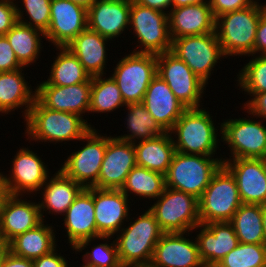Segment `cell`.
I'll use <instances>...</instances> for the list:
<instances>
[{
	"mask_svg": "<svg viewBox=\"0 0 266 267\" xmlns=\"http://www.w3.org/2000/svg\"><path fill=\"white\" fill-rule=\"evenodd\" d=\"M131 1L97 0L87 10L88 29L110 40L118 37L128 30Z\"/></svg>",
	"mask_w": 266,
	"mask_h": 267,
	"instance_id": "cell-24",
	"label": "cell"
},
{
	"mask_svg": "<svg viewBox=\"0 0 266 267\" xmlns=\"http://www.w3.org/2000/svg\"><path fill=\"white\" fill-rule=\"evenodd\" d=\"M157 75V55L133 52L115 66L112 78L125 104L143 102L152 79Z\"/></svg>",
	"mask_w": 266,
	"mask_h": 267,
	"instance_id": "cell-8",
	"label": "cell"
},
{
	"mask_svg": "<svg viewBox=\"0 0 266 267\" xmlns=\"http://www.w3.org/2000/svg\"><path fill=\"white\" fill-rule=\"evenodd\" d=\"M136 151V165L148 170L166 174L176 152L169 132L155 138L133 143Z\"/></svg>",
	"mask_w": 266,
	"mask_h": 267,
	"instance_id": "cell-30",
	"label": "cell"
},
{
	"mask_svg": "<svg viewBox=\"0 0 266 267\" xmlns=\"http://www.w3.org/2000/svg\"><path fill=\"white\" fill-rule=\"evenodd\" d=\"M129 26L133 28L140 44L136 48L141 47L133 52L158 55L171 50L168 13L142 6L132 0Z\"/></svg>",
	"mask_w": 266,
	"mask_h": 267,
	"instance_id": "cell-9",
	"label": "cell"
},
{
	"mask_svg": "<svg viewBox=\"0 0 266 267\" xmlns=\"http://www.w3.org/2000/svg\"><path fill=\"white\" fill-rule=\"evenodd\" d=\"M42 222L38 203L22 200L19 195L6 194L3 197L0 205V227L7 243Z\"/></svg>",
	"mask_w": 266,
	"mask_h": 267,
	"instance_id": "cell-22",
	"label": "cell"
},
{
	"mask_svg": "<svg viewBox=\"0 0 266 267\" xmlns=\"http://www.w3.org/2000/svg\"><path fill=\"white\" fill-rule=\"evenodd\" d=\"M215 267H266V245L239 243Z\"/></svg>",
	"mask_w": 266,
	"mask_h": 267,
	"instance_id": "cell-38",
	"label": "cell"
},
{
	"mask_svg": "<svg viewBox=\"0 0 266 267\" xmlns=\"http://www.w3.org/2000/svg\"><path fill=\"white\" fill-rule=\"evenodd\" d=\"M100 243L83 256L84 264L92 267H123L118 256L117 244Z\"/></svg>",
	"mask_w": 266,
	"mask_h": 267,
	"instance_id": "cell-41",
	"label": "cell"
},
{
	"mask_svg": "<svg viewBox=\"0 0 266 267\" xmlns=\"http://www.w3.org/2000/svg\"><path fill=\"white\" fill-rule=\"evenodd\" d=\"M36 154L26 147L17 151L12 161L11 174L9 176L1 174L6 194L23 197L25 195L23 193L34 194L33 192L41 190L50 176L47 166Z\"/></svg>",
	"mask_w": 266,
	"mask_h": 267,
	"instance_id": "cell-15",
	"label": "cell"
},
{
	"mask_svg": "<svg viewBox=\"0 0 266 267\" xmlns=\"http://www.w3.org/2000/svg\"><path fill=\"white\" fill-rule=\"evenodd\" d=\"M44 222L13 238L8 243V251L15 256L34 260L54 250L57 246L54 227Z\"/></svg>",
	"mask_w": 266,
	"mask_h": 267,
	"instance_id": "cell-31",
	"label": "cell"
},
{
	"mask_svg": "<svg viewBox=\"0 0 266 267\" xmlns=\"http://www.w3.org/2000/svg\"><path fill=\"white\" fill-rule=\"evenodd\" d=\"M92 77L84 83L58 86L41 82L36 87V99L46 108L84 116L89 112Z\"/></svg>",
	"mask_w": 266,
	"mask_h": 267,
	"instance_id": "cell-19",
	"label": "cell"
},
{
	"mask_svg": "<svg viewBox=\"0 0 266 267\" xmlns=\"http://www.w3.org/2000/svg\"><path fill=\"white\" fill-rule=\"evenodd\" d=\"M149 208L164 233H187L201 224L198 199L166 187Z\"/></svg>",
	"mask_w": 266,
	"mask_h": 267,
	"instance_id": "cell-7",
	"label": "cell"
},
{
	"mask_svg": "<svg viewBox=\"0 0 266 267\" xmlns=\"http://www.w3.org/2000/svg\"><path fill=\"white\" fill-rule=\"evenodd\" d=\"M5 195H6L5 188L2 184V182L0 181V205H1L2 199Z\"/></svg>",
	"mask_w": 266,
	"mask_h": 267,
	"instance_id": "cell-53",
	"label": "cell"
},
{
	"mask_svg": "<svg viewBox=\"0 0 266 267\" xmlns=\"http://www.w3.org/2000/svg\"><path fill=\"white\" fill-rule=\"evenodd\" d=\"M209 3L208 0H172V8H177L187 5Z\"/></svg>",
	"mask_w": 266,
	"mask_h": 267,
	"instance_id": "cell-49",
	"label": "cell"
},
{
	"mask_svg": "<svg viewBox=\"0 0 266 267\" xmlns=\"http://www.w3.org/2000/svg\"><path fill=\"white\" fill-rule=\"evenodd\" d=\"M24 121L28 139L39 142L80 141L93 128L80 115L48 109L37 99Z\"/></svg>",
	"mask_w": 266,
	"mask_h": 267,
	"instance_id": "cell-1",
	"label": "cell"
},
{
	"mask_svg": "<svg viewBox=\"0 0 266 267\" xmlns=\"http://www.w3.org/2000/svg\"><path fill=\"white\" fill-rule=\"evenodd\" d=\"M262 222L264 229V244L266 245V204L262 205Z\"/></svg>",
	"mask_w": 266,
	"mask_h": 267,
	"instance_id": "cell-51",
	"label": "cell"
},
{
	"mask_svg": "<svg viewBox=\"0 0 266 267\" xmlns=\"http://www.w3.org/2000/svg\"><path fill=\"white\" fill-rule=\"evenodd\" d=\"M165 188V175L136 165L127 175L121 191L127 197H129L128 193L130 192V194L134 193L135 196L156 200Z\"/></svg>",
	"mask_w": 266,
	"mask_h": 267,
	"instance_id": "cell-36",
	"label": "cell"
},
{
	"mask_svg": "<svg viewBox=\"0 0 266 267\" xmlns=\"http://www.w3.org/2000/svg\"><path fill=\"white\" fill-rule=\"evenodd\" d=\"M263 121H254L246 118L228 119L220 125L222 142L231 149L229 159L266 158V126Z\"/></svg>",
	"mask_w": 266,
	"mask_h": 267,
	"instance_id": "cell-13",
	"label": "cell"
},
{
	"mask_svg": "<svg viewBox=\"0 0 266 267\" xmlns=\"http://www.w3.org/2000/svg\"><path fill=\"white\" fill-rule=\"evenodd\" d=\"M0 267H34V265L33 260L15 256L7 250L2 256Z\"/></svg>",
	"mask_w": 266,
	"mask_h": 267,
	"instance_id": "cell-47",
	"label": "cell"
},
{
	"mask_svg": "<svg viewBox=\"0 0 266 267\" xmlns=\"http://www.w3.org/2000/svg\"><path fill=\"white\" fill-rule=\"evenodd\" d=\"M265 11L266 4L259 5L255 1L249 7L216 18L215 32L225 58L233 55H254L257 26Z\"/></svg>",
	"mask_w": 266,
	"mask_h": 267,
	"instance_id": "cell-2",
	"label": "cell"
},
{
	"mask_svg": "<svg viewBox=\"0 0 266 267\" xmlns=\"http://www.w3.org/2000/svg\"><path fill=\"white\" fill-rule=\"evenodd\" d=\"M186 233H164L155 246L153 267H203L198 245Z\"/></svg>",
	"mask_w": 266,
	"mask_h": 267,
	"instance_id": "cell-21",
	"label": "cell"
},
{
	"mask_svg": "<svg viewBox=\"0 0 266 267\" xmlns=\"http://www.w3.org/2000/svg\"><path fill=\"white\" fill-rule=\"evenodd\" d=\"M7 250H8V243L5 241L0 227V252H5Z\"/></svg>",
	"mask_w": 266,
	"mask_h": 267,
	"instance_id": "cell-52",
	"label": "cell"
},
{
	"mask_svg": "<svg viewBox=\"0 0 266 267\" xmlns=\"http://www.w3.org/2000/svg\"><path fill=\"white\" fill-rule=\"evenodd\" d=\"M120 231L115 241L122 266L150 264L155 246L164 234L153 213L148 209Z\"/></svg>",
	"mask_w": 266,
	"mask_h": 267,
	"instance_id": "cell-4",
	"label": "cell"
},
{
	"mask_svg": "<svg viewBox=\"0 0 266 267\" xmlns=\"http://www.w3.org/2000/svg\"><path fill=\"white\" fill-rule=\"evenodd\" d=\"M223 165L235 177L242 204H266L264 159L223 158Z\"/></svg>",
	"mask_w": 266,
	"mask_h": 267,
	"instance_id": "cell-18",
	"label": "cell"
},
{
	"mask_svg": "<svg viewBox=\"0 0 266 267\" xmlns=\"http://www.w3.org/2000/svg\"><path fill=\"white\" fill-rule=\"evenodd\" d=\"M126 124L131 132L128 135L124 134L115 137L118 140L135 143L138 141L155 138L157 135H162L165 131L158 125L151 114L146 110L144 104L130 103L127 104Z\"/></svg>",
	"mask_w": 266,
	"mask_h": 267,
	"instance_id": "cell-35",
	"label": "cell"
},
{
	"mask_svg": "<svg viewBox=\"0 0 266 267\" xmlns=\"http://www.w3.org/2000/svg\"><path fill=\"white\" fill-rule=\"evenodd\" d=\"M17 21L14 0H0V35H5Z\"/></svg>",
	"mask_w": 266,
	"mask_h": 267,
	"instance_id": "cell-44",
	"label": "cell"
},
{
	"mask_svg": "<svg viewBox=\"0 0 266 267\" xmlns=\"http://www.w3.org/2000/svg\"><path fill=\"white\" fill-rule=\"evenodd\" d=\"M56 248L50 253L33 260L34 267H68V261L59 255Z\"/></svg>",
	"mask_w": 266,
	"mask_h": 267,
	"instance_id": "cell-45",
	"label": "cell"
},
{
	"mask_svg": "<svg viewBox=\"0 0 266 267\" xmlns=\"http://www.w3.org/2000/svg\"><path fill=\"white\" fill-rule=\"evenodd\" d=\"M170 51L184 61L206 85L218 60L225 57L216 32L172 39Z\"/></svg>",
	"mask_w": 266,
	"mask_h": 267,
	"instance_id": "cell-11",
	"label": "cell"
},
{
	"mask_svg": "<svg viewBox=\"0 0 266 267\" xmlns=\"http://www.w3.org/2000/svg\"><path fill=\"white\" fill-rule=\"evenodd\" d=\"M22 2L25 11L21 10L16 3L17 20L45 34L50 24L51 0H22ZM23 14L29 16V21L24 18Z\"/></svg>",
	"mask_w": 266,
	"mask_h": 267,
	"instance_id": "cell-40",
	"label": "cell"
},
{
	"mask_svg": "<svg viewBox=\"0 0 266 267\" xmlns=\"http://www.w3.org/2000/svg\"><path fill=\"white\" fill-rule=\"evenodd\" d=\"M237 76V83L242 91L247 93L266 92V55H254Z\"/></svg>",
	"mask_w": 266,
	"mask_h": 267,
	"instance_id": "cell-39",
	"label": "cell"
},
{
	"mask_svg": "<svg viewBox=\"0 0 266 267\" xmlns=\"http://www.w3.org/2000/svg\"><path fill=\"white\" fill-rule=\"evenodd\" d=\"M120 106L126 104L114 79L110 76L105 79L102 75L92 77L89 112L106 113Z\"/></svg>",
	"mask_w": 266,
	"mask_h": 267,
	"instance_id": "cell-37",
	"label": "cell"
},
{
	"mask_svg": "<svg viewBox=\"0 0 266 267\" xmlns=\"http://www.w3.org/2000/svg\"><path fill=\"white\" fill-rule=\"evenodd\" d=\"M88 28L87 10L70 0H51L50 24L44 38L57 47H66Z\"/></svg>",
	"mask_w": 266,
	"mask_h": 267,
	"instance_id": "cell-16",
	"label": "cell"
},
{
	"mask_svg": "<svg viewBox=\"0 0 266 267\" xmlns=\"http://www.w3.org/2000/svg\"><path fill=\"white\" fill-rule=\"evenodd\" d=\"M53 176L51 179L48 177L41 187L44 190L43 194H41L43 199L41 203L38 202V205L43 221V212L47 210L50 214L64 215L74 200L85 189L82 185L66 176L60 169Z\"/></svg>",
	"mask_w": 266,
	"mask_h": 267,
	"instance_id": "cell-27",
	"label": "cell"
},
{
	"mask_svg": "<svg viewBox=\"0 0 266 267\" xmlns=\"http://www.w3.org/2000/svg\"><path fill=\"white\" fill-rule=\"evenodd\" d=\"M142 103L165 132H169L173 128L187 109L159 75L152 79Z\"/></svg>",
	"mask_w": 266,
	"mask_h": 267,
	"instance_id": "cell-25",
	"label": "cell"
},
{
	"mask_svg": "<svg viewBox=\"0 0 266 267\" xmlns=\"http://www.w3.org/2000/svg\"><path fill=\"white\" fill-rule=\"evenodd\" d=\"M191 155L175 152L165 174L166 187L199 199L213 175L223 165L222 157Z\"/></svg>",
	"mask_w": 266,
	"mask_h": 267,
	"instance_id": "cell-5",
	"label": "cell"
},
{
	"mask_svg": "<svg viewBox=\"0 0 266 267\" xmlns=\"http://www.w3.org/2000/svg\"><path fill=\"white\" fill-rule=\"evenodd\" d=\"M70 1L88 10L97 0H70Z\"/></svg>",
	"mask_w": 266,
	"mask_h": 267,
	"instance_id": "cell-50",
	"label": "cell"
},
{
	"mask_svg": "<svg viewBox=\"0 0 266 267\" xmlns=\"http://www.w3.org/2000/svg\"><path fill=\"white\" fill-rule=\"evenodd\" d=\"M168 12L171 39L215 32L216 19L209 3L181 6Z\"/></svg>",
	"mask_w": 266,
	"mask_h": 267,
	"instance_id": "cell-26",
	"label": "cell"
},
{
	"mask_svg": "<svg viewBox=\"0 0 266 267\" xmlns=\"http://www.w3.org/2000/svg\"><path fill=\"white\" fill-rule=\"evenodd\" d=\"M94 212L93 187H90L79 194L63 215L68 243L76 252H82L93 240L105 241L112 238V236L97 237Z\"/></svg>",
	"mask_w": 266,
	"mask_h": 267,
	"instance_id": "cell-14",
	"label": "cell"
},
{
	"mask_svg": "<svg viewBox=\"0 0 266 267\" xmlns=\"http://www.w3.org/2000/svg\"><path fill=\"white\" fill-rule=\"evenodd\" d=\"M196 242L204 266H216L232 249L239 245V239L229 221L199 224Z\"/></svg>",
	"mask_w": 266,
	"mask_h": 267,
	"instance_id": "cell-23",
	"label": "cell"
},
{
	"mask_svg": "<svg viewBox=\"0 0 266 267\" xmlns=\"http://www.w3.org/2000/svg\"><path fill=\"white\" fill-rule=\"evenodd\" d=\"M108 40L110 41V39L87 28L66 47L78 58L90 77L105 76L106 42Z\"/></svg>",
	"mask_w": 266,
	"mask_h": 267,
	"instance_id": "cell-28",
	"label": "cell"
},
{
	"mask_svg": "<svg viewBox=\"0 0 266 267\" xmlns=\"http://www.w3.org/2000/svg\"><path fill=\"white\" fill-rule=\"evenodd\" d=\"M135 166L136 151L133 143L108 136L97 188L121 190L127 175Z\"/></svg>",
	"mask_w": 266,
	"mask_h": 267,
	"instance_id": "cell-17",
	"label": "cell"
},
{
	"mask_svg": "<svg viewBox=\"0 0 266 267\" xmlns=\"http://www.w3.org/2000/svg\"><path fill=\"white\" fill-rule=\"evenodd\" d=\"M57 49L60 52L53 61L48 79L45 80L48 84L70 86L87 82L91 78L78 58L67 47H57Z\"/></svg>",
	"mask_w": 266,
	"mask_h": 267,
	"instance_id": "cell-34",
	"label": "cell"
},
{
	"mask_svg": "<svg viewBox=\"0 0 266 267\" xmlns=\"http://www.w3.org/2000/svg\"><path fill=\"white\" fill-rule=\"evenodd\" d=\"M134 267H153L151 264L148 265H140V266H134Z\"/></svg>",
	"mask_w": 266,
	"mask_h": 267,
	"instance_id": "cell-54",
	"label": "cell"
},
{
	"mask_svg": "<svg viewBox=\"0 0 266 267\" xmlns=\"http://www.w3.org/2000/svg\"><path fill=\"white\" fill-rule=\"evenodd\" d=\"M210 112L202 108H188L169 131L175 149L179 153L213 156L219 139Z\"/></svg>",
	"mask_w": 266,
	"mask_h": 267,
	"instance_id": "cell-3",
	"label": "cell"
},
{
	"mask_svg": "<svg viewBox=\"0 0 266 267\" xmlns=\"http://www.w3.org/2000/svg\"><path fill=\"white\" fill-rule=\"evenodd\" d=\"M24 67L17 60L5 35H0V72L16 71Z\"/></svg>",
	"mask_w": 266,
	"mask_h": 267,
	"instance_id": "cell-42",
	"label": "cell"
},
{
	"mask_svg": "<svg viewBox=\"0 0 266 267\" xmlns=\"http://www.w3.org/2000/svg\"><path fill=\"white\" fill-rule=\"evenodd\" d=\"M229 222L240 243L264 244L262 205L242 204Z\"/></svg>",
	"mask_w": 266,
	"mask_h": 267,
	"instance_id": "cell-33",
	"label": "cell"
},
{
	"mask_svg": "<svg viewBox=\"0 0 266 267\" xmlns=\"http://www.w3.org/2000/svg\"><path fill=\"white\" fill-rule=\"evenodd\" d=\"M87 141L80 150L72 152L60 170L84 188H97L101 164L107 147V135L90 129L82 138Z\"/></svg>",
	"mask_w": 266,
	"mask_h": 267,
	"instance_id": "cell-12",
	"label": "cell"
},
{
	"mask_svg": "<svg viewBox=\"0 0 266 267\" xmlns=\"http://www.w3.org/2000/svg\"><path fill=\"white\" fill-rule=\"evenodd\" d=\"M266 55V11L260 16L256 31L254 55Z\"/></svg>",
	"mask_w": 266,
	"mask_h": 267,
	"instance_id": "cell-46",
	"label": "cell"
},
{
	"mask_svg": "<svg viewBox=\"0 0 266 267\" xmlns=\"http://www.w3.org/2000/svg\"><path fill=\"white\" fill-rule=\"evenodd\" d=\"M157 75L187 109L201 107L206 84L174 53L167 51L157 55Z\"/></svg>",
	"mask_w": 266,
	"mask_h": 267,
	"instance_id": "cell-10",
	"label": "cell"
},
{
	"mask_svg": "<svg viewBox=\"0 0 266 267\" xmlns=\"http://www.w3.org/2000/svg\"><path fill=\"white\" fill-rule=\"evenodd\" d=\"M3 254H4V252H0V266H1V261H2Z\"/></svg>",
	"mask_w": 266,
	"mask_h": 267,
	"instance_id": "cell-55",
	"label": "cell"
},
{
	"mask_svg": "<svg viewBox=\"0 0 266 267\" xmlns=\"http://www.w3.org/2000/svg\"><path fill=\"white\" fill-rule=\"evenodd\" d=\"M23 69L11 72H0V113L8 114L17 108L24 109V119L27 118L30 108L36 99V90L26 82ZM28 83V84H27Z\"/></svg>",
	"mask_w": 266,
	"mask_h": 267,
	"instance_id": "cell-29",
	"label": "cell"
},
{
	"mask_svg": "<svg viewBox=\"0 0 266 267\" xmlns=\"http://www.w3.org/2000/svg\"><path fill=\"white\" fill-rule=\"evenodd\" d=\"M5 36L23 67H29V64L38 60L43 48L41 47V37L45 36L42 31L17 21Z\"/></svg>",
	"mask_w": 266,
	"mask_h": 267,
	"instance_id": "cell-32",
	"label": "cell"
},
{
	"mask_svg": "<svg viewBox=\"0 0 266 267\" xmlns=\"http://www.w3.org/2000/svg\"><path fill=\"white\" fill-rule=\"evenodd\" d=\"M134 1L142 6H146L164 13L168 12L165 10L170 9L169 11H171L172 9V0H134Z\"/></svg>",
	"mask_w": 266,
	"mask_h": 267,
	"instance_id": "cell-48",
	"label": "cell"
},
{
	"mask_svg": "<svg viewBox=\"0 0 266 267\" xmlns=\"http://www.w3.org/2000/svg\"><path fill=\"white\" fill-rule=\"evenodd\" d=\"M201 224L230 221L242 205L237 182L222 165L198 199Z\"/></svg>",
	"mask_w": 266,
	"mask_h": 267,
	"instance_id": "cell-6",
	"label": "cell"
},
{
	"mask_svg": "<svg viewBox=\"0 0 266 267\" xmlns=\"http://www.w3.org/2000/svg\"><path fill=\"white\" fill-rule=\"evenodd\" d=\"M257 0H209L215 19L228 12L244 9L251 6Z\"/></svg>",
	"mask_w": 266,
	"mask_h": 267,
	"instance_id": "cell-43",
	"label": "cell"
},
{
	"mask_svg": "<svg viewBox=\"0 0 266 267\" xmlns=\"http://www.w3.org/2000/svg\"><path fill=\"white\" fill-rule=\"evenodd\" d=\"M69 267V266H68ZM82 267H92V266H88L86 264H83Z\"/></svg>",
	"mask_w": 266,
	"mask_h": 267,
	"instance_id": "cell-56",
	"label": "cell"
},
{
	"mask_svg": "<svg viewBox=\"0 0 266 267\" xmlns=\"http://www.w3.org/2000/svg\"><path fill=\"white\" fill-rule=\"evenodd\" d=\"M97 237L114 236L129 220V199L121 190L93 187Z\"/></svg>",
	"mask_w": 266,
	"mask_h": 267,
	"instance_id": "cell-20",
	"label": "cell"
}]
</instances>
